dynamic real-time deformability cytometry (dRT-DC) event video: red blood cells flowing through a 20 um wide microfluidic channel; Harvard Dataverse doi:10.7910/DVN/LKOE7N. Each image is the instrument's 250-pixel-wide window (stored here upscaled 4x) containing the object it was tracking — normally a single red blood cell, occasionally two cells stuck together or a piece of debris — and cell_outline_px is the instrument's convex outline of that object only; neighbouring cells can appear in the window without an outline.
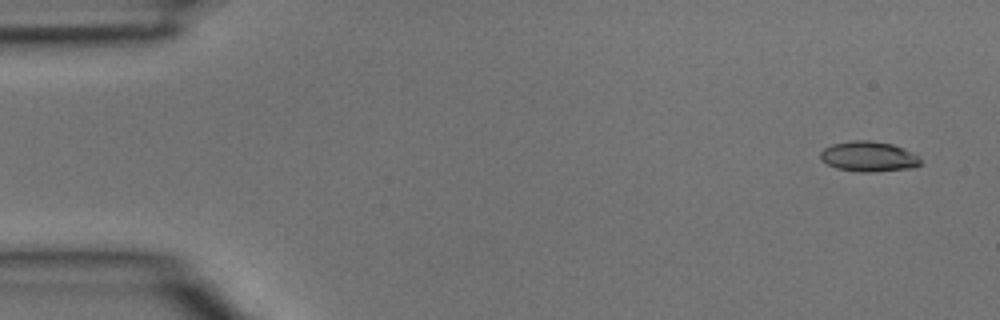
{"species": "common noctule bat (a hibernating species)", "species_latin": "Nyctalus noctula", "temperature_condition": "room temperature", "stored_images_in_passage": 4, "camera_frame_rate_fps": 3000, "um_per_image_px": 0.085, "animal": {"sex": "male", "body_mass_g": 15.6}, "frame": {"image": 1, "passage_image": 1, "time_ms": 0.0, "image_size_px": [1000, 320], "cell_outline_px": [[920, 164], [912, 168], [868, 172], [860, 172], [836, 168], [820, 160], [820, 152], [824, 148], [832, 144], [852, 140], [868, 140], [892, 144], [904, 148], [912, 152], [920, 160]], "centroid_in_image_um": [73.8, 13.3], "position_along_channel_um": 11.2, "area_um2": 17.57}}
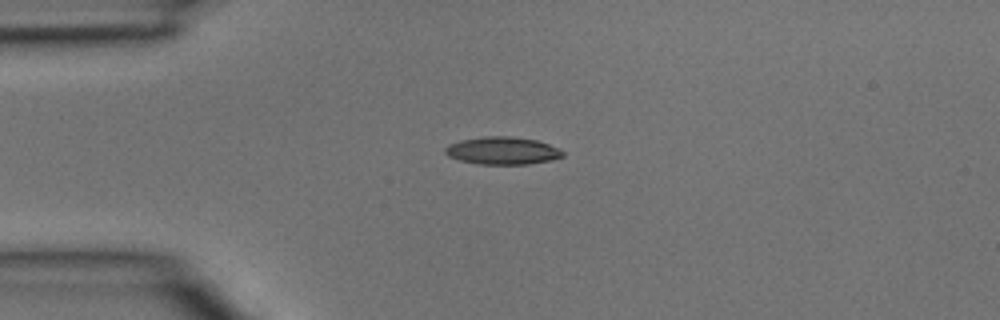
{"frame": {"image": 2, "passage_image": 3, "time_ms": 0.667, "image_size_px": [1000, 320], "cell_outline_px": [[564, 156], [552, 160], [528, 164], [480, 164], [460, 160], [448, 156], [444, 152], [444, 148], [448, 144], [460, 140], [484, 136], [508, 136], [536, 140], [560, 148], [564, 152]], "centroid_in_image_um": [42.71, 12.8], "position_along_channel_um": 42.3, "area_um2": 18.96}}